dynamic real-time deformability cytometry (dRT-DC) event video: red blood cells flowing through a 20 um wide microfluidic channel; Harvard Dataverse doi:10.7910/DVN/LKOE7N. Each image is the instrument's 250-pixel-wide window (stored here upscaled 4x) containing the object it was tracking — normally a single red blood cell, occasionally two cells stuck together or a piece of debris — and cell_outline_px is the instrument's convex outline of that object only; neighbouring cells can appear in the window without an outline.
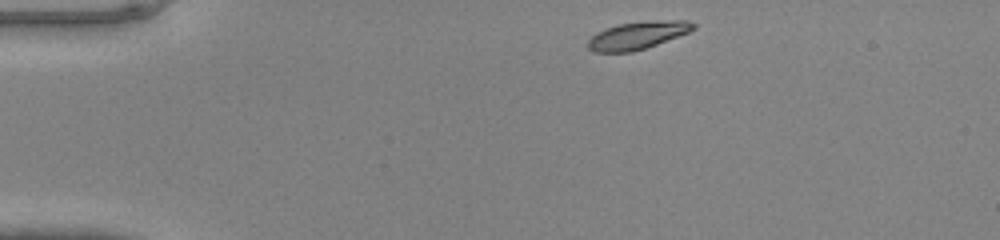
{"species": "common noctule bat (a hibernating species)", "species_latin": "Nyctalus noctula", "temperature_condition": "warm", "stored_images_in_passage": 25, "camera_frame_rate_fps": 3000, "um_per_image_px": 0.085, "animal": {"sex": "male", "body_mass_g": 20.0, "forearm_length_mm": 53.3}, "frame": {"image": 1, "passage_image": 1, "time_ms": 0.0, "image_size_px": [1000, 240], "cell_outline_px": [[696, 28], [688, 32], [656, 44], [632, 52], [596, 52], [588, 48], [588, 40], [596, 32], [620, 24], [672, 20], [688, 20], [696, 24]], "centroid_in_image_um": [54.2, 3.01], "position_along_channel_um": 30.8, "area_um2": 16.47}}
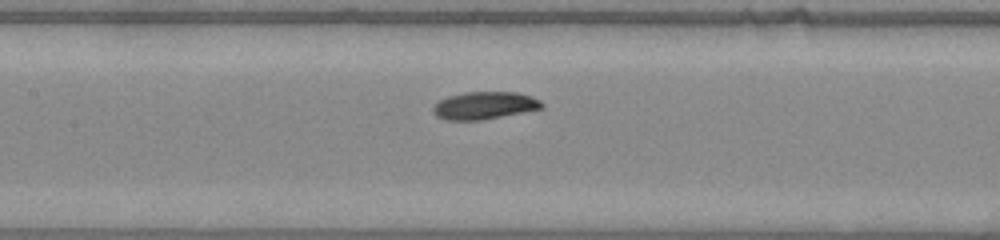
{"frame": {"image": 2, "passage_image": 15, "time_ms": 4.667, "image_size_px": [1000, 240], "cell_outline_px": [[544, 108], [480, 120], [444, 120], [436, 116], [432, 112], [432, 108], [440, 100], [448, 96], [464, 92], [516, 92], [532, 96], [540, 100], [544, 104]], "centroid_in_image_um": [41.17, 8.96], "position_along_channel_um": 166.2, "area_um2": 17.46}}
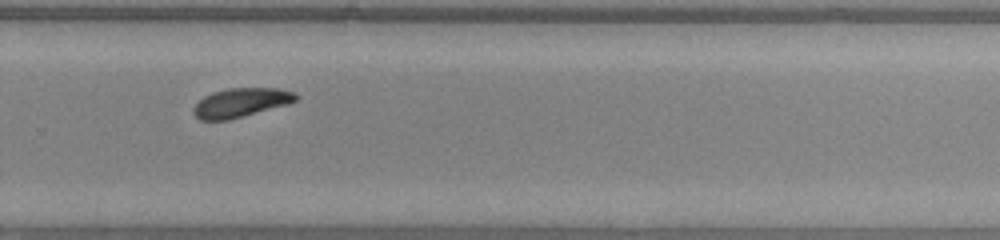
{"frame": {"image": 3, "passage_image": 25, "time_ms": 8.0, "image_size_px": [1000, 240], "cell_outline_px": [[296, 100], [288, 104], [228, 120], [200, 120], [192, 112], [192, 108], [204, 96], [212, 92], [228, 88], [280, 88], [292, 92], [296, 96]], "centroid_in_image_um": [20.43, 8.72], "position_along_channel_um": 309.4, "area_um2": 17.17}}